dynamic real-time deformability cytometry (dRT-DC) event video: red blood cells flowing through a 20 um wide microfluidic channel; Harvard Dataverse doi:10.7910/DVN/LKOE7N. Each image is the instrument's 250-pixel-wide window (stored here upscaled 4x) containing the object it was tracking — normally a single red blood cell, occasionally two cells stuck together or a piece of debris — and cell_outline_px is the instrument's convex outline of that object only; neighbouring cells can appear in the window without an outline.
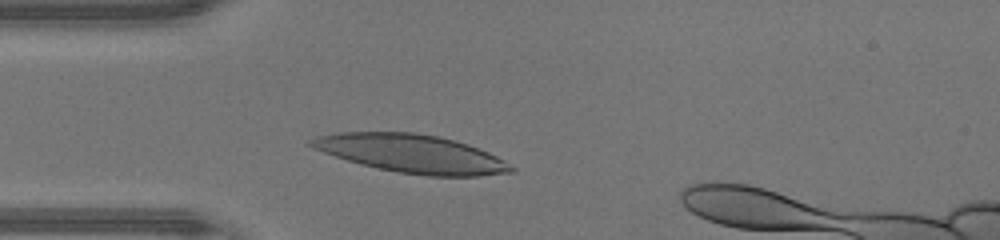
{"species": "human", "species_latin": "Homo sapiens", "temperature_condition": "warm", "stored_images_in_passage": 32, "camera_frame_rate_fps": 3000, "um_per_image_px": 0.085, "donor": {"sex": "male"}, "frame": {"image": 1, "passage_image": 6, "time_ms": 1.667, "image_size_px": [1000, 240], "cell_outline_px": [[516, 172], [480, 176], [428, 176], [396, 172], [360, 164], [312, 148], [304, 144], [308, 140], [316, 136], [336, 132], [416, 132], [456, 140], [468, 144], [488, 152], [504, 160], [516, 168]], "centroid_in_image_um": [34.98, 13.06], "position_along_channel_um": 50.0, "area_um2": 44.85}}
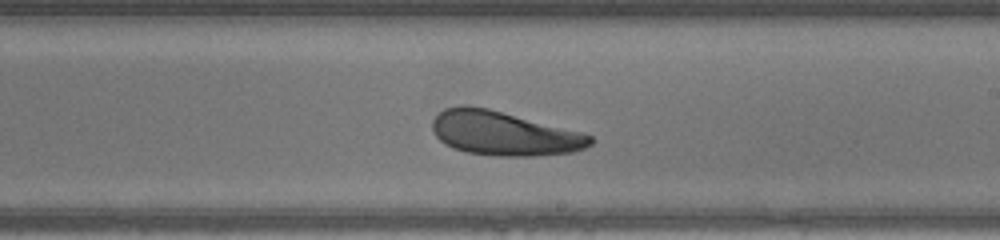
{"frame": {"image": 2, "passage_image": 20, "time_ms": 6.333, "image_size_px": [1000, 240], "cell_outline_px": [[596, 140], [592, 144], [584, 148], [572, 152], [532, 156], [500, 156], [468, 152], [452, 148], [444, 144], [432, 132], [432, 120], [444, 108], [464, 104], [488, 108], [584, 132], [592, 136]], "centroid_in_image_um": [42.84, 11.33], "position_along_channel_um": 246.2, "area_um2": 40.92}}
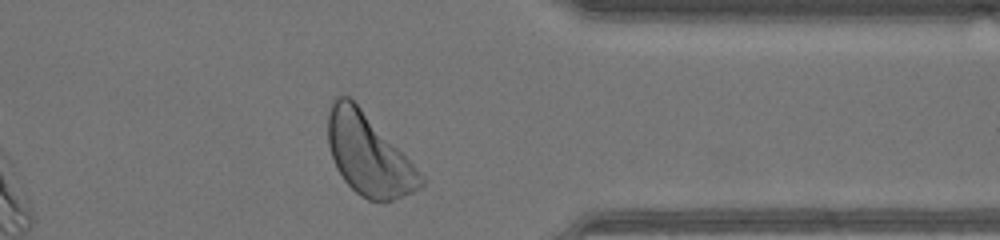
{"frame": {"image": 3, "passage_image": 30, "time_ms": 9.667, "image_size_px": [1000, 240], "cell_outline_px": [[424, 184], [420, 188], [412, 192], [392, 200], [368, 200], [360, 196], [344, 180], [336, 168], [328, 144], [328, 112], [332, 100], [336, 96], [348, 96], [360, 108], [424, 176]], "centroid_in_image_um": [31.29, 13.16], "position_along_channel_um": 380.1, "area_um2": 42.89}, "authors_computed_cell_mechanics": {"area_um2": 41.327, "velocity_mm_per_s": 4.3665, "shape_relaxation_time_tau1_ms": 3.5145, "shape_relaxation_time_tau2_ms": 5.9369, "deformation_change_tau1": 0.1568, "deformation_change_tau2": 0.1853}}